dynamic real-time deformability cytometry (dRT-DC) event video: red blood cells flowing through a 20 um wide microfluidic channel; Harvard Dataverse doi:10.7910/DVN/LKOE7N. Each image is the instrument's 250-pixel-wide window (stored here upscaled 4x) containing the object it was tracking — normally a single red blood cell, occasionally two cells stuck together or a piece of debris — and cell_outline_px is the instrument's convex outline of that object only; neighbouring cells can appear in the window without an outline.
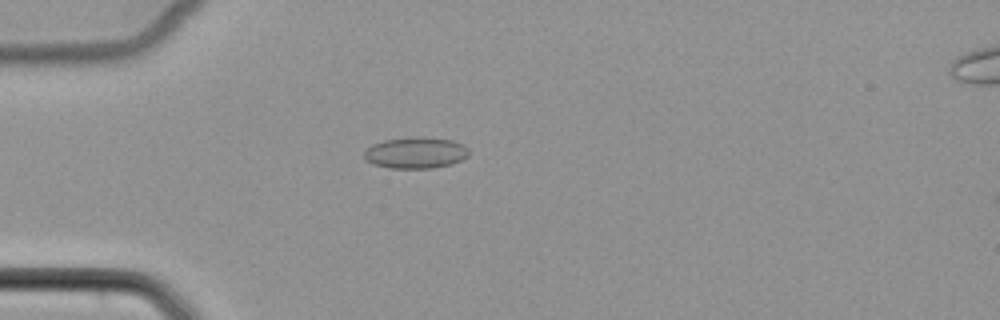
{"species": "common noctule bat (a hibernating species)", "species_latin": "Nyctalus noctula", "temperature_condition": "cold", "stored_images_in_passage": 53, "camera_frame_rate_fps": 3000, "um_per_image_px": 0.085, "animal": {"sex": "female", "body_mass_g": 22.7, "forearm_length_mm": 54.2}, "frame": {"image": 1, "passage_image": 16, "time_ms": 5.0, "image_size_px": [1000, 320], "cell_outline_px": [[468, 156], [452, 164], [432, 168], [388, 168], [372, 164], [364, 160], [364, 152], [372, 144], [384, 140], [412, 136], [424, 136], [452, 140], [464, 144], [468, 148]], "centroid_in_image_um": [35.32, 12.97], "position_along_channel_um": 49.7, "area_um2": 19.42}}
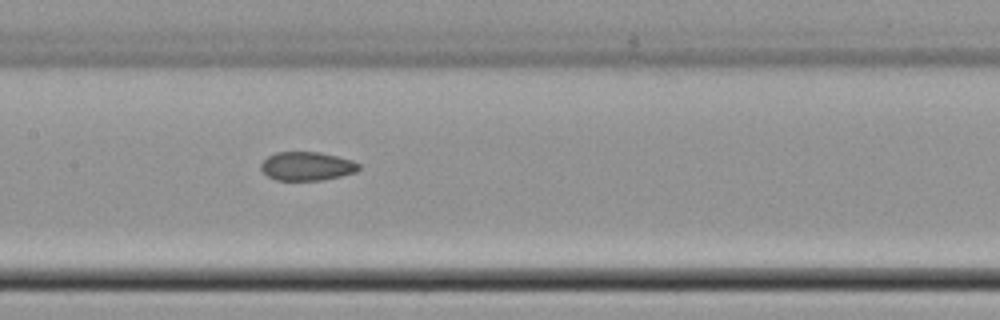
{"frame": {"image": 2, "passage_image": 27, "time_ms": 8.667, "image_size_px": [1000, 320], "cell_outline_px": [[360, 168], [356, 172], [340, 176], [320, 180], [276, 180], [268, 176], [260, 168], [260, 164], [268, 156], [276, 152], [320, 152], [352, 160], [360, 164]], "centroid_in_image_um": [26.08, 14.12], "position_along_channel_um": 181.3, "area_um2": 16.3}}
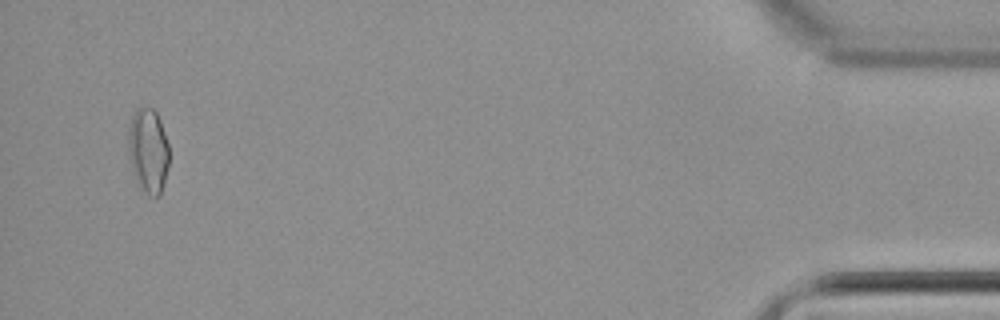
{"frame": {"image": 3, "passage_image": 51, "time_ms": 16.667, "image_size_px": [1000, 320], "cell_outline_px": [[168, 164], [160, 196], [148, 196], [144, 192], [136, 180], [132, 172], [128, 152], [128, 128], [132, 116], [136, 108], [140, 104], [152, 108], [156, 112], [160, 120], [168, 144]], "centroid_in_image_um": [12.57, 12.76], "position_along_channel_um": 422.6, "area_um2": 20.35}}